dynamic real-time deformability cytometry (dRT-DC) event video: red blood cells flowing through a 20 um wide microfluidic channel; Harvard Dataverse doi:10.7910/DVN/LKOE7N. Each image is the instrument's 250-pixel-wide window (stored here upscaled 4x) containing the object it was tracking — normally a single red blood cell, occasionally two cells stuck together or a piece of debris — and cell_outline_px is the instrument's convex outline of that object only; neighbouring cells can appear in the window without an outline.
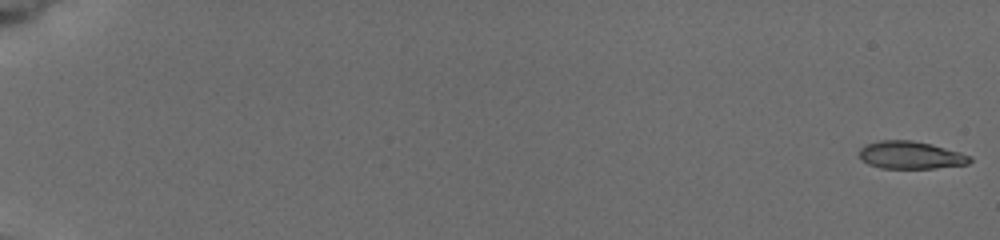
{"species": "common noctule bat (a hibernating species)", "species_latin": "Nyctalus noctula", "temperature_condition": "cold", "stored_images_in_passage": 13, "camera_frame_rate_fps": 3000, "um_per_image_px": 0.085, "animal": {"sex": "female", "body_mass_g": 19.5, "forearm_length_mm": 54.1}, "frame": {"image": 1, "passage_image": 1, "time_ms": 0.0, "image_size_px": [1000, 240], "cell_outline_px": [[972, 160], [968, 164], [936, 168], [880, 168], [868, 164], [860, 160], [860, 148], [864, 144], [880, 140], [912, 140], [932, 144], [960, 152], [972, 156]], "centroid_in_image_um": [77.39, 13.18], "position_along_channel_um": 7.6, "area_um2": 17.98}}
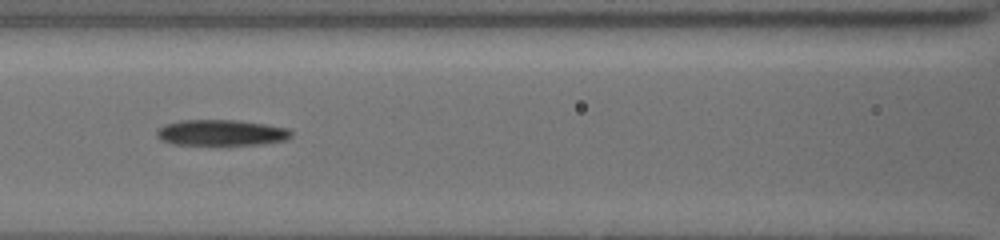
{"frame": {"image": 2, "passage_image": 10, "time_ms": 9.0, "image_size_px": [1000, 240], "cell_outline_px": [[292, 136], [288, 140], [260, 144], [172, 144], [160, 140], [156, 136], [156, 128], [164, 124], [180, 120], [232, 120], [264, 124], [288, 128], [292, 132]], "centroid_in_image_um": [18.77, 11.27], "position_along_channel_um": 147.8, "area_um2": 20.29}}
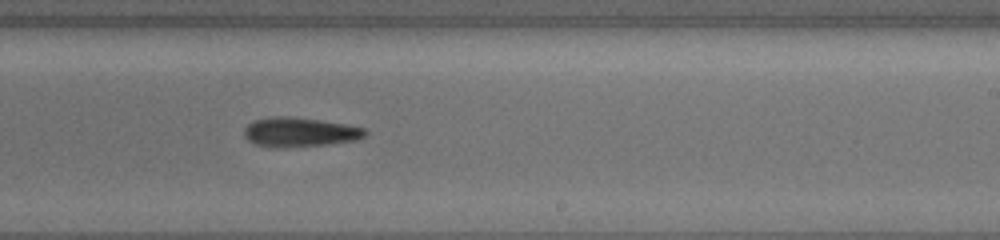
{"frame": {"image": 3, "passage_image": 13, "time_ms": 12.0, "image_size_px": [1000, 240], "cell_outline_px": [[368, 136], [360, 140], [328, 144], [284, 148], [276, 148], [256, 144], [248, 140], [244, 136], [244, 128], [248, 124], [256, 120], [272, 116], [288, 116], [320, 120], [344, 124], [364, 128], [368, 132]], "centroid_in_image_um": [25.51, 11.24], "position_along_channel_um": 263.5, "area_um2": 20.92}}